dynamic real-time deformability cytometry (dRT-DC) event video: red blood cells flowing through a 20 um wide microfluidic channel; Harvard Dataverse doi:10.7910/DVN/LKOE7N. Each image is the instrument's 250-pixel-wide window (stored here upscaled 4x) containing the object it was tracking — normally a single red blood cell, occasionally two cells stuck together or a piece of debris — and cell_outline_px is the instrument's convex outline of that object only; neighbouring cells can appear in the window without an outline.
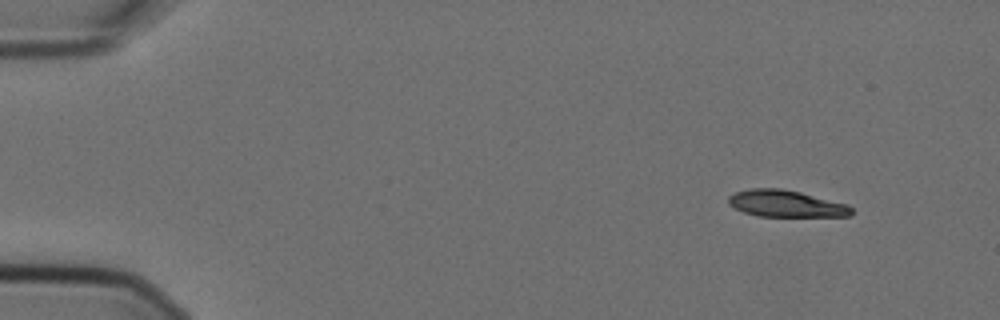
{"species": "Egyptian fruit bat (a non-hibernating species)", "species_latin": "Rousettus aegyptiacus", "temperature_condition": "cold", "stored_images_in_passage": 6, "camera_frame_rate_fps": 3000, "um_per_image_px": 0.085, "animal": {"sex": "female"}, "frame": {"image": 1, "passage_image": 1, "time_ms": 0.0, "image_size_px": [1000, 320], "cell_outline_px": [[852, 212], [848, 216], [760, 216], [744, 212], [728, 204], [728, 196], [736, 192], [752, 188], [780, 188], [800, 192], [848, 204], [852, 208]], "centroid_in_image_um": [66.8, 17.3], "position_along_channel_um": 18.2, "area_um2": 19.02}}
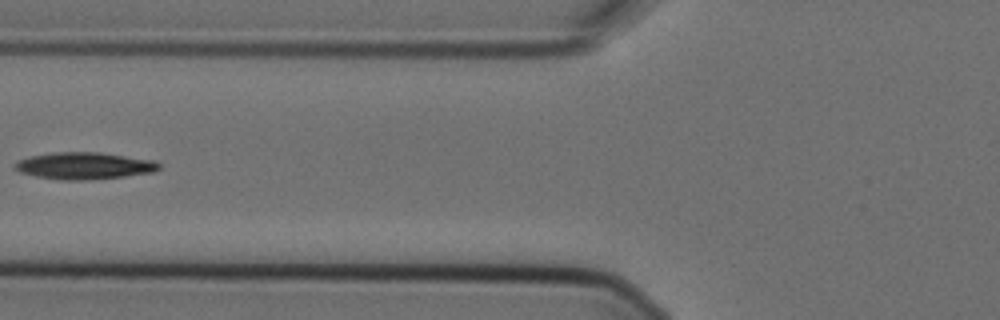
{"frame": {"image": 2, "passage_image": 5, "time_ms": 1.333, "image_size_px": [1000, 320], "cell_outline_px": [[160, 168], [152, 172], [124, 176], [84, 180], [64, 180], [36, 176], [20, 172], [16, 168], [16, 164], [20, 160], [32, 156], [56, 152], [100, 152], [156, 160], [160, 164]], "centroid_in_image_um": [7.23, 14.08], "position_along_channel_um": 118.6, "area_um2": 22.31}}
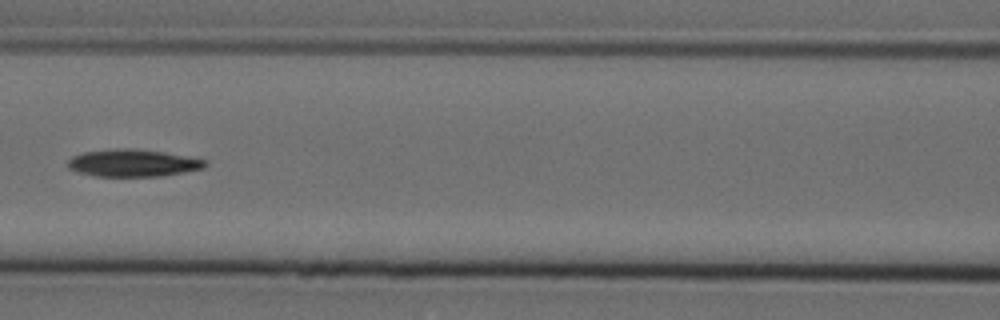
{"frame": {"image": 3, "passage_image": 6, "time_ms": 1.667, "image_size_px": [1000, 320], "cell_outline_px": [[208, 164], [204, 168], [160, 176], [96, 176], [76, 172], [68, 168], [68, 160], [72, 156], [84, 152], [116, 148], [136, 148], [164, 152], [204, 160]], "centroid_in_image_um": [11.25, 13.85], "position_along_channel_um": 155.4, "area_um2": 21.73}}